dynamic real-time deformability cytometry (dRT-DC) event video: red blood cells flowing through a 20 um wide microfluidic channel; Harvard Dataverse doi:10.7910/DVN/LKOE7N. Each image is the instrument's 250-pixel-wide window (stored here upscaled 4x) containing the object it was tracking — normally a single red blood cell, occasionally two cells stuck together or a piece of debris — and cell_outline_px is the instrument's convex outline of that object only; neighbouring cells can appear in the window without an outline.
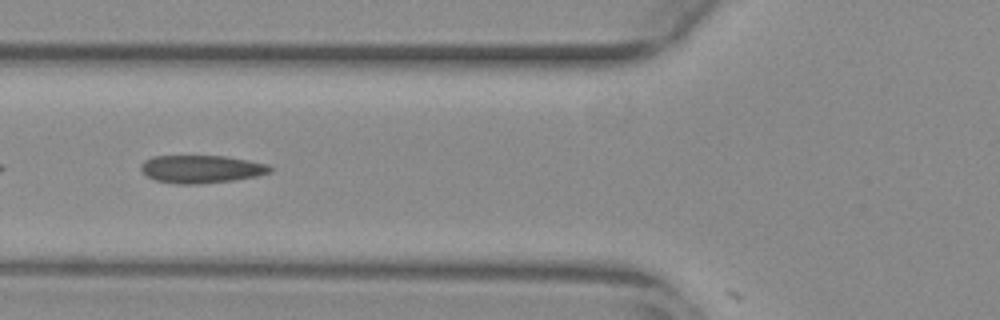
{"species": "common noctule bat (a hibernating species)", "species_latin": "Nyctalus noctula", "temperature_condition": "warm", "stored_images_in_passage": 38, "camera_frame_rate_fps": 3000, "um_per_image_px": 0.085, "animal": {"sex": "female", "body_mass_g": 29.2, "forearm_length_mm": 56.3}, "frame": {"image": 1, "passage_image": 5, "time_ms": 1.333, "image_size_px": [1000, 320], "cell_outline_px": [[272, 172], [256, 176], [232, 180], [200, 184], [176, 184], [156, 180], [148, 176], [140, 168], [140, 164], [144, 160], [152, 156], [224, 156], [268, 164], [272, 168]], "centroid_in_image_um": [17.1, 14.37], "position_along_channel_um": 108.7, "area_um2": 20.87}}
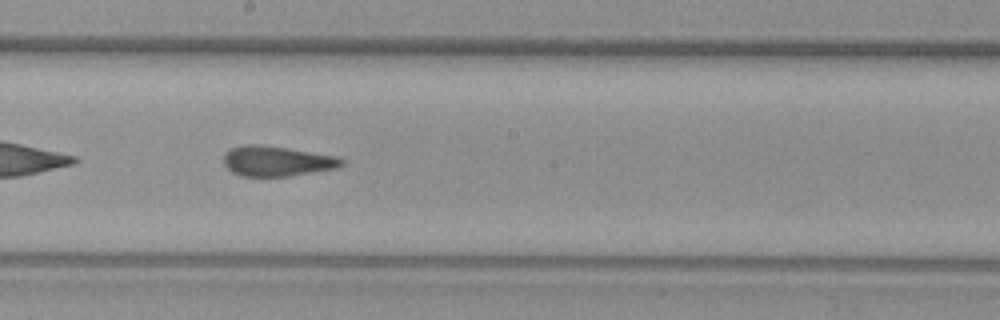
{"frame": {"image": 2, "passage_image": 14, "time_ms": 4.333, "image_size_px": [1000, 320], "cell_outline_px": [[344, 164], [336, 168], [284, 176], [240, 176], [232, 172], [224, 164], [224, 152], [232, 148], [244, 144], [260, 144], [288, 148], [340, 156], [344, 160]], "centroid_in_image_um": [23.53, 13.67], "position_along_channel_um": 224.7, "area_um2": 20.75}}
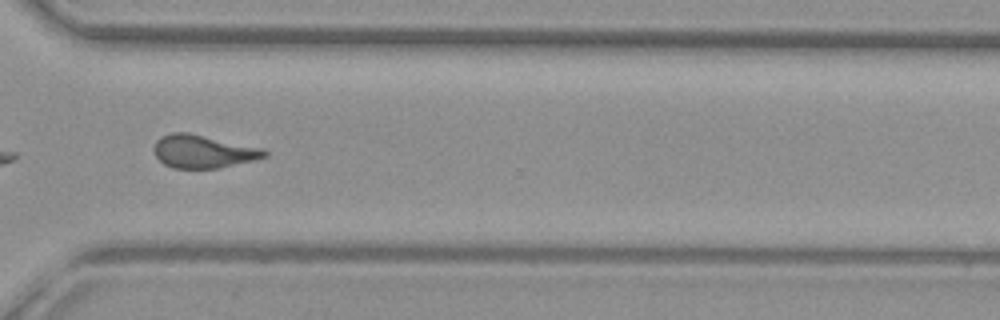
{"frame": {"image": 3, "passage_image": 24, "time_ms": 7.667, "image_size_px": [1000, 320], "cell_outline_px": [[268, 156], [220, 168], [172, 168], [164, 164], [156, 156], [156, 140], [160, 136], [172, 132], [188, 132], [264, 148], [268, 152]], "centroid_in_image_um": [17.29, 12.86], "position_along_channel_um": 353.3, "area_um2": 21.21}, "authors_computed_cell_mechanics": {"area_um2": 21.2126, "velocity_mm_per_s": 3.8597, "shape_relaxation_time_tau1_ms": null, "shape_relaxation_time_tau2_ms": 2.1313, "deformation_change_tau1": null, "deformation_change_tau2": 0.0798}}